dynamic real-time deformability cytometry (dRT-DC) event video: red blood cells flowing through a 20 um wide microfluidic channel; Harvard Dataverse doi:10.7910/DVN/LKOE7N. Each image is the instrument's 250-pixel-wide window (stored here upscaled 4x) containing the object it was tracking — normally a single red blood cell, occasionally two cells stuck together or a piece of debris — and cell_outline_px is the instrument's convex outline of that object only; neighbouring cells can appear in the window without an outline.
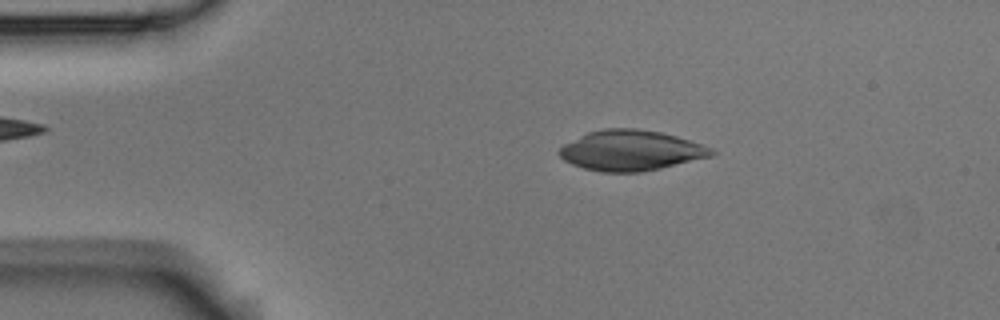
{"species": "Egyptian fruit bat (a non-hibernating species)", "species_latin": "Rousettus aegyptiacus", "temperature_condition": "room temperature", "stored_images_in_passage": 3, "camera_frame_rate_fps": 3000, "um_per_image_px": 0.085, "animal": {"sex": "male"}, "frame": {"image": 1, "passage_image": 2, "time_ms": 0.333, "image_size_px": [1000, 320], "cell_outline_px": [[716, 152], [712, 156], [660, 168], [640, 172], [600, 172], [584, 168], [572, 164], [564, 160], [560, 156], [560, 148], [564, 144], [588, 132], [604, 128], [636, 128], [660, 132], [676, 136], [712, 148]], "centroid_in_image_um": [53.62, 12.79], "position_along_channel_um": 31.4, "area_um2": 35.49}}